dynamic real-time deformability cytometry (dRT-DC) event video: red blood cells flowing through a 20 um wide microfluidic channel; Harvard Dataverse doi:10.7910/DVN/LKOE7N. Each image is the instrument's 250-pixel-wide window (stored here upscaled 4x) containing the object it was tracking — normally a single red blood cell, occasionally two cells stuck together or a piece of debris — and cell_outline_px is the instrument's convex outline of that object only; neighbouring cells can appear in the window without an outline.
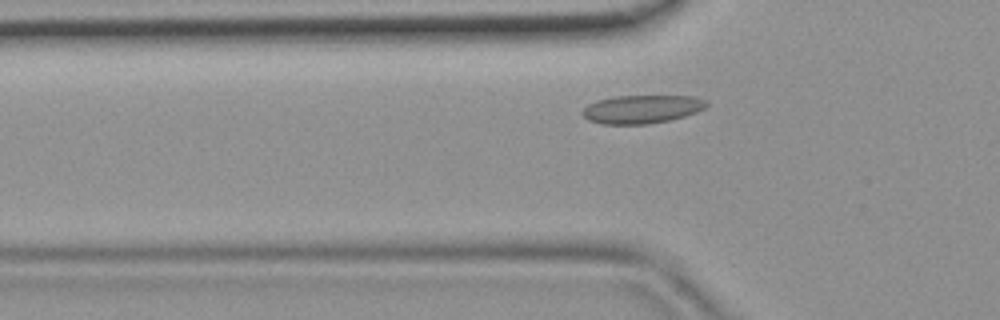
{"species": "common noctule bat (a hibernating species)", "species_latin": "Nyctalus noctula", "temperature_condition": "room temperature", "stored_images_in_passage": 33, "camera_frame_rate_fps": 3000, "um_per_image_px": 0.085, "animal": {"sex": "female", "body_mass_g": 19.9}, "frame": {"image": 1, "passage_image": 7, "time_ms": 2.0, "image_size_px": [1000, 320], "cell_outline_px": [[708, 104], [704, 108], [696, 112], [684, 116], [668, 120], [648, 124], [600, 124], [588, 120], [580, 112], [588, 104], [596, 100], [616, 96], [692, 96], [708, 100]], "centroid_in_image_um": [54.53, 9.28], "position_along_channel_um": 71.3, "area_um2": 20.52}}
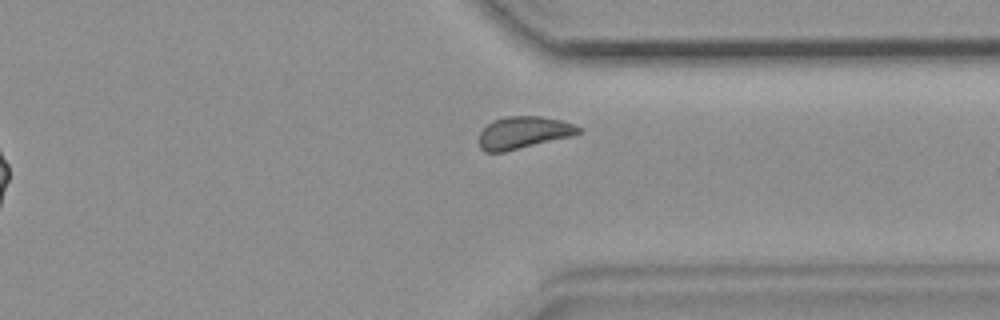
{"frame": {"image": 2, "passage_image": 28, "time_ms": 9.0, "image_size_px": [1000, 320], "cell_outline_px": [[584, 132], [572, 136], [504, 152], [484, 152], [480, 148], [480, 132], [492, 120], [504, 116], [540, 116], [560, 120], [576, 124], [584, 128]], "centroid_in_image_um": [44.55, 11.26], "position_along_channel_um": 366.9, "area_um2": 18.9}}
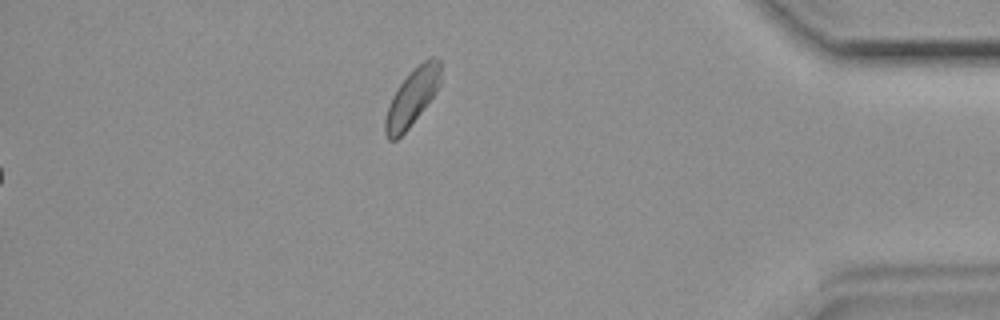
{"frame": {"image": 3, "passage_image": 33, "time_ms": 10.667, "image_size_px": [1000, 320], "cell_outline_px": [[440, 84], [436, 92], [408, 128], [396, 140], [388, 140], [384, 132], [384, 120], [392, 96], [396, 88], [408, 72], [428, 56], [432, 56], [440, 60]], "centroid_in_image_um": [35.01, 8.23], "position_along_channel_um": 400.2, "area_um2": 18.38}}